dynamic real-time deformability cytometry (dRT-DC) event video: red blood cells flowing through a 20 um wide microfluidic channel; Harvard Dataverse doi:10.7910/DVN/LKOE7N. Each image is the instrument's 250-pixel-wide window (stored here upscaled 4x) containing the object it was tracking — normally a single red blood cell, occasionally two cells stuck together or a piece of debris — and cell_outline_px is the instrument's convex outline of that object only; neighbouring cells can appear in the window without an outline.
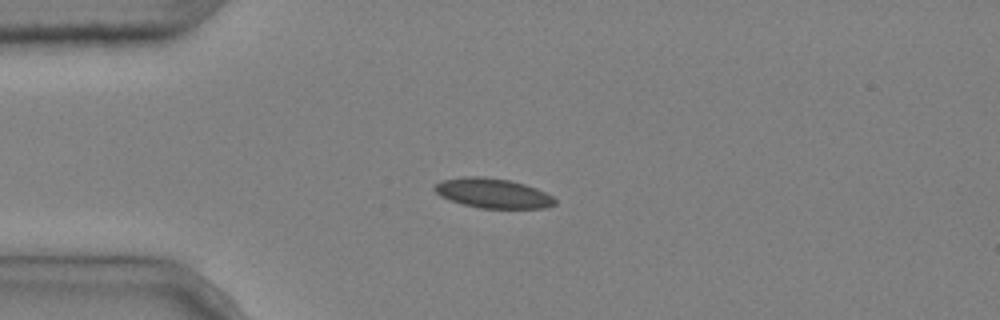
{"species": "common noctule bat (a hibernating species)", "species_latin": "Nyctalus noctula", "temperature_condition": "cold", "stored_images_in_passage": 8, "camera_frame_rate_fps": 3000, "um_per_image_px": 0.085, "animal": {"sex": "male", "body_mass_g": 20.4}, "frame": {"image": 1, "passage_image": 4, "time_ms": 1.0, "image_size_px": [1000, 320], "cell_outline_px": [[556, 204], [548, 208], [480, 208], [464, 204], [440, 196], [432, 188], [440, 180], [464, 176], [484, 176], [508, 180], [524, 184], [536, 188], [552, 196], [556, 200]], "centroid_in_image_um": [41.89, 16.41], "position_along_channel_um": 43.1, "area_um2": 20.81}}